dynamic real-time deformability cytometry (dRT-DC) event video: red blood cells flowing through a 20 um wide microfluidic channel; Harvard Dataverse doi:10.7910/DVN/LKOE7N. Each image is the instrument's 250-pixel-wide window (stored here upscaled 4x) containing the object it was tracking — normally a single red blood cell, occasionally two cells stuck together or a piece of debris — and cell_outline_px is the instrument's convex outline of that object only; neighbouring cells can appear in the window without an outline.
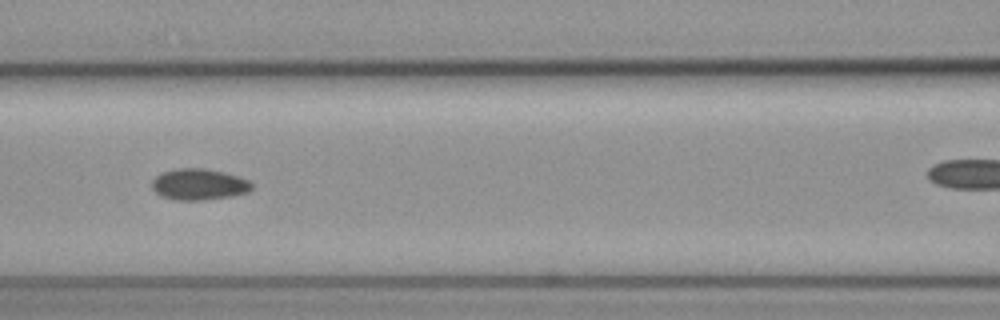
{"species": "common noctule bat (a hibernating species)", "species_latin": "Nyctalus noctula", "temperature_condition": "cold", "stored_images_in_passage": 8, "camera_frame_rate_fps": 3000, "um_per_image_px": 0.085, "animal": {"sex": "female", "body_mass_g": 19.3, "forearm_length_mm": 54.1}, "frame": {"image": 1, "passage_image": 5, "time_ms": 1.333, "image_size_px": [1000, 320], "cell_outline_px": [[252, 188], [248, 192], [232, 196], [200, 200], [176, 200], [160, 196], [152, 188], [152, 180], [156, 176], [164, 172], [176, 168], [208, 168], [240, 176], [248, 180], [252, 184]], "centroid_in_image_um": [16.92, 15.66], "position_along_channel_um": 149.7, "area_um2": 18.26}}